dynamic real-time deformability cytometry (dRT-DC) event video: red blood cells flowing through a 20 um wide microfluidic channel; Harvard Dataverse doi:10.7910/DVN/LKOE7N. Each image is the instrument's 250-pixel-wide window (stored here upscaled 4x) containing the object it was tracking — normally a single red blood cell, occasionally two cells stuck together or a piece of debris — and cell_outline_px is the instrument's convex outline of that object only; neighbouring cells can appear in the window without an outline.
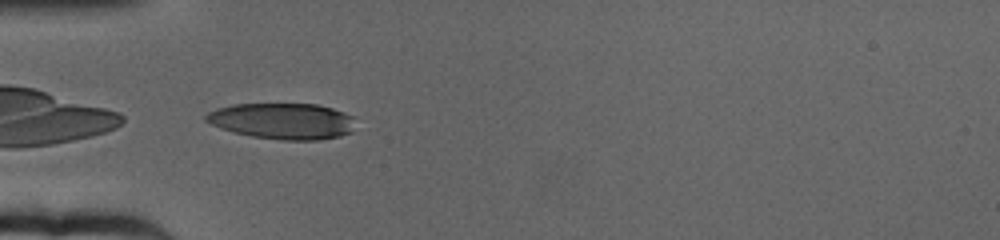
{"species": "human", "species_latin": "Homo sapiens", "temperature_condition": "cold", "stored_images_in_passage": 45, "camera_frame_rate_fps": 3000, "um_per_image_px": 0.085, "donor": {"sex": "female"}, "frame": {"image": 1, "passage_image": 1, "time_ms": 0.0, "image_size_px": [1000, 240], "cell_outline_px": [[356, 116], [352, 132], [340, 136], [320, 140], [284, 140], [252, 136], [232, 132], [220, 128], [204, 120], [204, 116], [208, 112], [216, 108], [232, 104], [316, 104], [332, 108]], "centroid_in_image_um": [24.04, 10.29], "position_along_channel_um": 61.0, "area_um2": 31.73}}
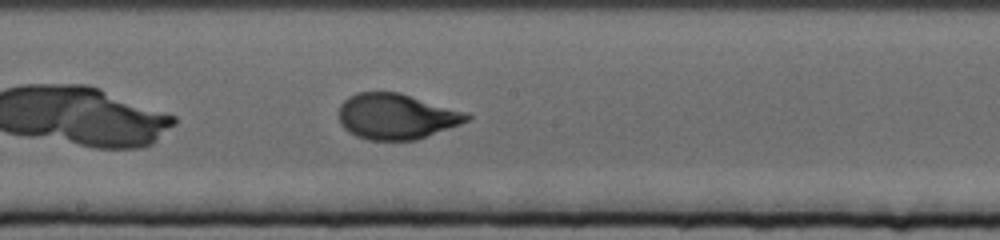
{"frame": {"image": 2, "passage_image": 16, "time_ms": 5.0, "image_size_px": [1000, 240], "cell_outline_px": [[472, 116], [468, 120], [460, 124], [416, 140], [368, 140], [356, 136], [348, 132], [340, 124], [340, 104], [348, 96], [356, 92], [400, 92], [468, 112]], "centroid_in_image_um": [33.69, 9.89], "position_along_channel_um": 214.5, "area_um2": 34.22}}
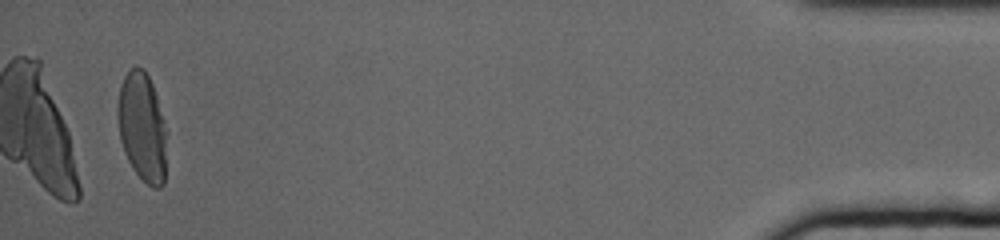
{"frame": {"image": 3, "passage_image": 43, "time_ms": 14.0, "image_size_px": [1000, 240], "cell_outline_px": [[168, 132], [164, 184], [160, 188], [152, 188], [132, 168], [124, 152], [120, 140], [116, 108], [120, 84], [128, 68], [136, 64], [144, 68], [152, 84]], "centroid_in_image_um": [12.09, 10.77], "position_along_channel_um": 423.1, "area_um2": 31.91}, "authors_computed_cell_mechanics": {"area_um2": 33.2928, "velocity_mm_per_s": 3.1464, "shape_relaxation_time_tau1_ms": 4.3122, "shape_relaxation_time_tau2_ms": null, "deformation_change_tau1": 0.1831, "deformation_change_tau2": null}}